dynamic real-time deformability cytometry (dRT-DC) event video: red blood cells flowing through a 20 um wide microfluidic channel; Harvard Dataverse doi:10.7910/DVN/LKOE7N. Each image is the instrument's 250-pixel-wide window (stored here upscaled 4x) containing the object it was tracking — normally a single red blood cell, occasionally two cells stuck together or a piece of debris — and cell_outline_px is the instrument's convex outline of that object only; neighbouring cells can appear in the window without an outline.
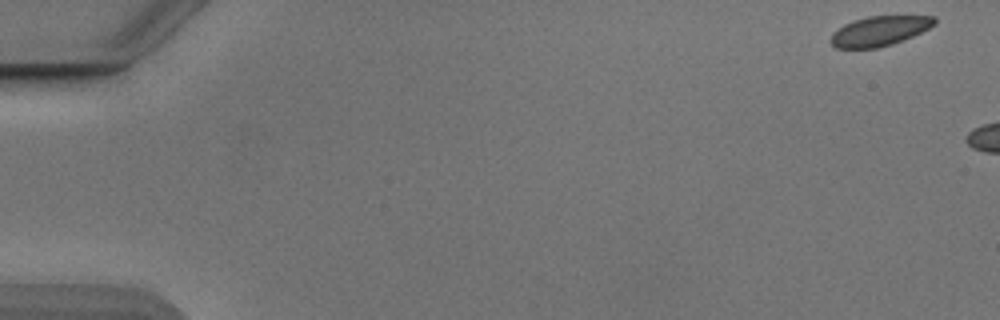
{"species": "Egyptian fruit bat (a non-hibernating species)", "species_latin": "Rousettus aegyptiacus", "temperature_condition": "cold", "stored_images_in_passage": 6, "camera_frame_rate_fps": 3000, "um_per_image_px": 0.085, "animal": {"sex": "male"}, "frame": {"image": 1, "passage_image": 1, "time_ms": 0.0, "image_size_px": [1000, 320], "cell_outline_px": [[936, 24], [904, 40], [892, 44], [876, 48], [836, 48], [828, 40], [832, 32], [844, 24], [852, 20], [868, 16], [936, 16]], "centroid_in_image_um": [74.72, 2.63], "position_along_channel_um": 10.3, "area_um2": 18.09}}